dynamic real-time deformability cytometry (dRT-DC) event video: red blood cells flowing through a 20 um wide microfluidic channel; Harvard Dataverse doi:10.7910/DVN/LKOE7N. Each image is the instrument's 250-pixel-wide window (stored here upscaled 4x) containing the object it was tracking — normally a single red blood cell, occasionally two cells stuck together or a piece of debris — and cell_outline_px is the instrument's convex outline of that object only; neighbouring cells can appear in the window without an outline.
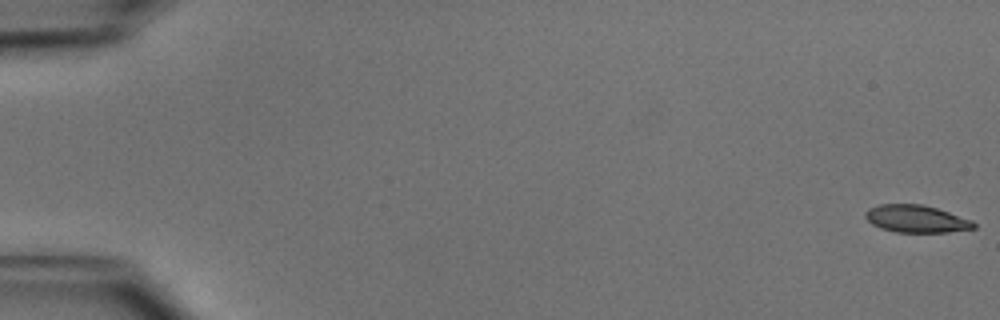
{"species": "common noctule bat (a hibernating species)", "species_latin": "Nyctalus noctula", "temperature_condition": "cold", "stored_images_in_passage": 12, "camera_frame_rate_fps": 3000, "um_per_image_px": 0.085, "animal": {"sex": "male", "body_mass_g": 15.6}, "frame": {"image": 1, "passage_image": 1, "time_ms": 0.0, "image_size_px": [1000, 320], "cell_outline_px": [[976, 228], [948, 232], [896, 232], [880, 228], [872, 224], [864, 216], [864, 212], [868, 208], [880, 204], [920, 204], [936, 208], [972, 220], [976, 224]], "centroid_in_image_um": [77.86, 18.6], "position_along_channel_um": 7.1, "area_um2": 17.28}}